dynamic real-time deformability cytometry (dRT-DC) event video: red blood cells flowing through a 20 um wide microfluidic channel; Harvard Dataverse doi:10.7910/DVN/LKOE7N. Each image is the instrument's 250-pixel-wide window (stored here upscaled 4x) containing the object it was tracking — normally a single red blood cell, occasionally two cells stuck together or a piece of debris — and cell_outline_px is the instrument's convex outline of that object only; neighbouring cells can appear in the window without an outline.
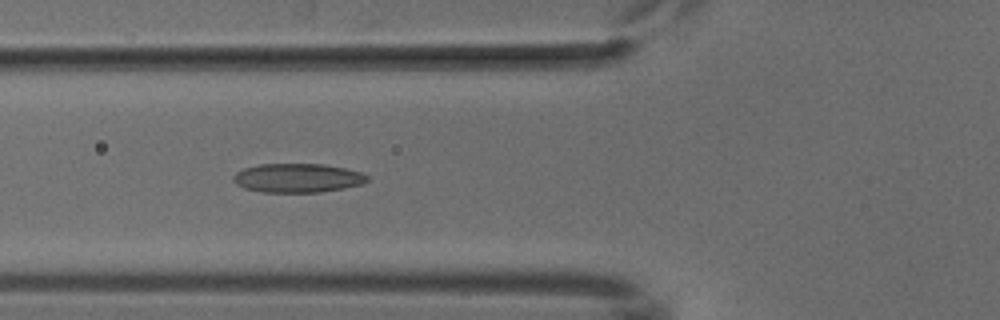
{"species": "common noctule bat (a hibernating species)", "species_latin": "Nyctalus noctula", "temperature_condition": "cold", "stored_images_in_passage": 7, "camera_frame_rate_fps": 3000, "um_per_image_px": 0.085, "animal": {"sex": "male", "body_mass_g": 18.8}, "frame": {"image": 1, "passage_image": 6, "time_ms": 5.667, "image_size_px": [1000, 320], "cell_outline_px": [[368, 180], [360, 184], [344, 188], [320, 192], [260, 192], [244, 188], [236, 184], [232, 180], [232, 176], [236, 172], [244, 168], [260, 164], [324, 164], [364, 172], [368, 176]], "centroid_in_image_um": [25.27, 15.12], "position_along_channel_um": 100.5, "area_um2": 22.72}}
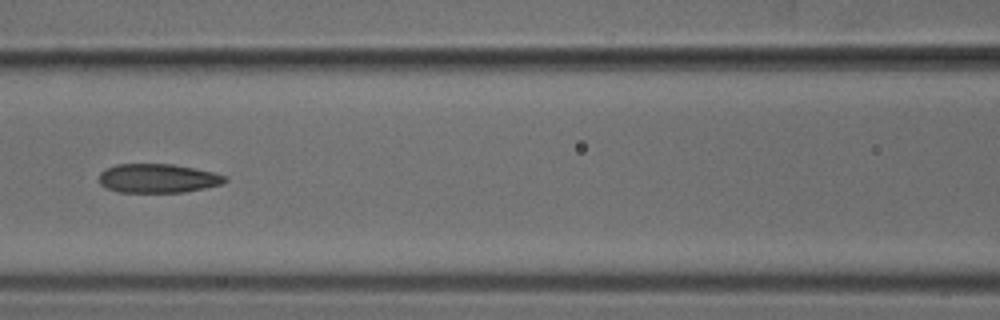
{"frame": {"image": 2, "passage_image": 7, "time_ms": 7.0, "image_size_px": [1000, 320], "cell_outline_px": [[228, 180], [224, 184], [184, 192], [120, 192], [104, 188], [100, 184], [100, 172], [116, 164], [172, 164], [196, 168], [212, 172], [224, 176]], "centroid_in_image_um": [13.42, 15.16], "position_along_channel_um": 153.2, "area_um2": 21.27}}